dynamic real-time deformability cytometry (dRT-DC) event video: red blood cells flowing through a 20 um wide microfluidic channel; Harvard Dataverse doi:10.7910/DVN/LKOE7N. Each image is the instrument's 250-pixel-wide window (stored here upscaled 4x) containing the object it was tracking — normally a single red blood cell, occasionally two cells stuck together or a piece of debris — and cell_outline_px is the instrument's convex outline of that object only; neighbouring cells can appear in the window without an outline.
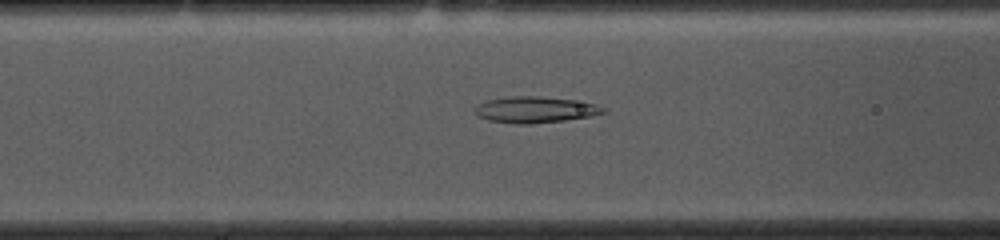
{"species": "common noctule bat (a hibernating species)", "species_latin": "Nyctalus noctula", "temperature_condition": "cold", "stored_images_in_passage": 52, "camera_frame_rate_fps": 3000, "um_per_image_px": 0.085, "animal": {"sex": "female", "body_mass_g": 10.0, "forearm_length_mm": 53.1}, "frame": {"image": 1, "passage_image": 19, "time_ms": 6.0, "image_size_px": [1000, 240], "cell_outline_px": [[608, 112], [588, 116], [564, 120], [532, 124], [512, 124], [488, 120], [476, 116], [476, 108], [480, 104], [488, 100], [512, 96], [540, 96], [572, 100], [596, 104], [604, 108]], "centroid_in_image_um": [45.48, 9.33], "position_along_channel_um": 121.1, "area_um2": 19.42}}
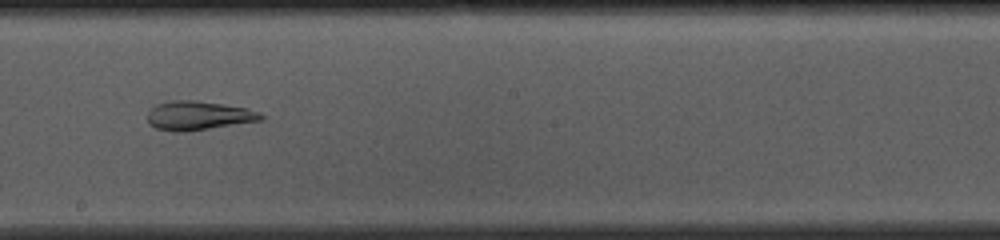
{"frame": {"image": 2, "passage_image": 28, "time_ms": 9.0, "image_size_px": [1000, 240], "cell_outline_px": [[264, 120], [184, 132], [176, 132], [156, 128], [148, 124], [148, 112], [156, 104], [172, 100], [196, 100], [224, 104], [248, 108], [260, 112], [264, 116]], "centroid_in_image_um": [16.88, 9.82], "position_along_channel_um": 231.3, "area_um2": 19.31}}
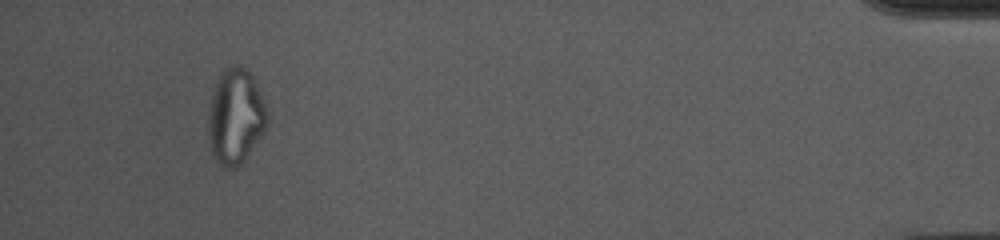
{"frame": {"image": 3, "passage_image": 49, "time_ms": 16.0, "image_size_px": [1000, 240], "cell_outline_px": [[268, 124], [264, 132], [244, 160], [240, 164], [232, 168], [228, 168], [220, 164], [212, 156], [208, 140], [208, 112], [212, 96], [220, 72], [232, 64], [240, 64], [252, 76], [264, 100], [268, 112]], "centroid_in_image_um": [20.02, 9.9], "position_along_channel_um": 415.2, "area_um2": 32.83}, "authors_computed_cell_mechanics": {"area_um2": 24.6228, "velocity_mm_per_s": 3.6778, "shape_relaxation_time_tau1_ms": null, "shape_relaxation_time_tau2_ms": 2.033, "deformation_change_tau1": null, "deformation_change_tau2": 0.0937}}